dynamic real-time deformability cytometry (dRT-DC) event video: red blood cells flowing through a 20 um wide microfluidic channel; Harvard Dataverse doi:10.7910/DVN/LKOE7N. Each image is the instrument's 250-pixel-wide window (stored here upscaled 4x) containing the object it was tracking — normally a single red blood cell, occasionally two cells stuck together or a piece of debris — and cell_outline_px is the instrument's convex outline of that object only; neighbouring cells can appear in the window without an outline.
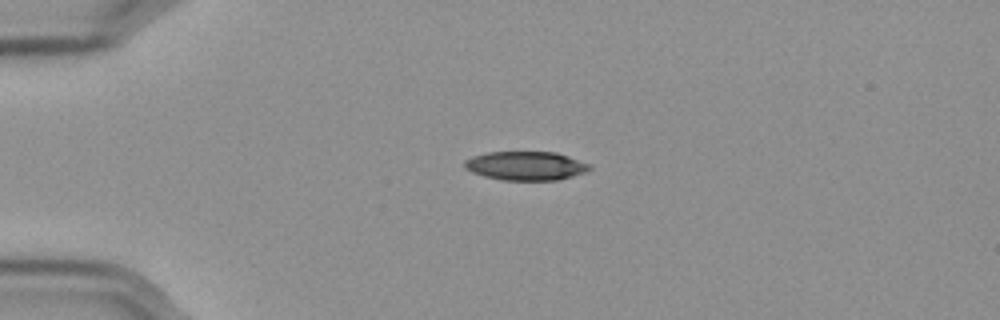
{"species": "Egyptian fruit bat (a non-hibernating species)", "species_latin": "Rousettus aegyptiacus", "temperature_condition": "cold", "stored_images_in_passage": 44, "camera_frame_rate_fps": 3000, "um_per_image_px": 0.085, "frame": {"image": 1, "passage_image": 1, "time_ms": 0.0, "image_size_px": [1000, 320], "cell_outline_px": [[592, 168], [584, 172], [572, 176], [556, 180], [500, 180], [484, 176], [472, 172], [464, 168], [464, 160], [472, 156], [488, 152], [556, 152], [592, 164]], "centroid_in_image_um": [44.68, 14.09], "position_along_channel_um": 40.3, "area_um2": 21.1}}
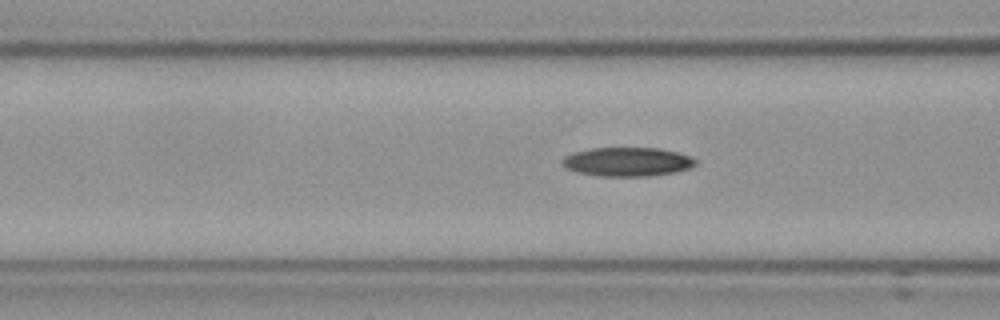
{"frame": {"image": 2, "passage_image": 10, "time_ms": 3.0, "image_size_px": [1000, 320], "cell_outline_px": [[696, 164], [692, 168], [676, 172], [648, 176], [600, 176], [576, 172], [568, 168], [560, 160], [564, 156], [572, 152], [592, 148], [660, 148], [676, 152], [688, 156], [696, 160]], "centroid_in_image_um": [53.32, 13.75], "position_along_channel_um": 113.3, "area_um2": 22.48}}
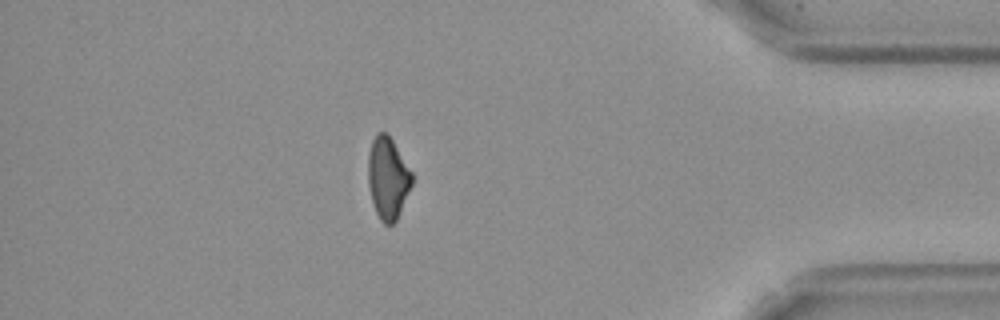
{"frame": {"image": 3, "passage_image": 37, "time_ms": 12.0, "image_size_px": [1000, 320], "cell_outline_px": [[412, 184], [396, 220], [392, 224], [384, 224], [380, 220], [376, 212], [372, 200], [368, 184], [368, 152], [372, 140], [376, 132], [384, 132], [392, 140], [412, 172]], "centroid_in_image_um": [32.94, 15.12], "position_along_channel_um": 402.3, "area_um2": 20.69}}